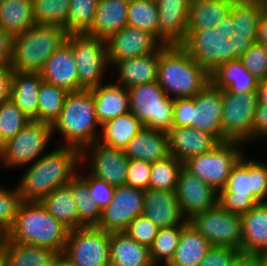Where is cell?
<instances>
[{"instance_id": "6da1fadb", "label": "cell", "mask_w": 267, "mask_h": 266, "mask_svg": "<svg viewBox=\"0 0 267 266\" xmlns=\"http://www.w3.org/2000/svg\"><path fill=\"white\" fill-rule=\"evenodd\" d=\"M80 165L81 150L76 147L61 145L46 152L30 164L17 183L21 200L40 202L56 188L68 185Z\"/></svg>"}, {"instance_id": "7a4b0ae2", "label": "cell", "mask_w": 267, "mask_h": 266, "mask_svg": "<svg viewBox=\"0 0 267 266\" xmlns=\"http://www.w3.org/2000/svg\"><path fill=\"white\" fill-rule=\"evenodd\" d=\"M70 229L51 215L41 202L22 201L8 240L46 247L63 253Z\"/></svg>"}, {"instance_id": "3957f363", "label": "cell", "mask_w": 267, "mask_h": 266, "mask_svg": "<svg viewBox=\"0 0 267 266\" xmlns=\"http://www.w3.org/2000/svg\"><path fill=\"white\" fill-rule=\"evenodd\" d=\"M267 202V164L242 156L232 167L218 204L225 210L242 215L257 203Z\"/></svg>"}, {"instance_id": "277c9868", "label": "cell", "mask_w": 267, "mask_h": 266, "mask_svg": "<svg viewBox=\"0 0 267 266\" xmlns=\"http://www.w3.org/2000/svg\"><path fill=\"white\" fill-rule=\"evenodd\" d=\"M157 82L170 98H192L210 82V76L180 45H165Z\"/></svg>"}, {"instance_id": "5b68a950", "label": "cell", "mask_w": 267, "mask_h": 266, "mask_svg": "<svg viewBox=\"0 0 267 266\" xmlns=\"http://www.w3.org/2000/svg\"><path fill=\"white\" fill-rule=\"evenodd\" d=\"M100 123L95 115L92 91L81 89L68 92L59 118L52 125V134L63 136V146L80 150L99 139Z\"/></svg>"}, {"instance_id": "8992f818", "label": "cell", "mask_w": 267, "mask_h": 266, "mask_svg": "<svg viewBox=\"0 0 267 266\" xmlns=\"http://www.w3.org/2000/svg\"><path fill=\"white\" fill-rule=\"evenodd\" d=\"M67 32L58 25H33L13 35L11 68L18 72L40 73L46 61L66 42Z\"/></svg>"}, {"instance_id": "52a82bcc", "label": "cell", "mask_w": 267, "mask_h": 266, "mask_svg": "<svg viewBox=\"0 0 267 266\" xmlns=\"http://www.w3.org/2000/svg\"><path fill=\"white\" fill-rule=\"evenodd\" d=\"M129 109L144 127L169 132L173 127L174 99L157 81L127 88Z\"/></svg>"}, {"instance_id": "ba28073f", "label": "cell", "mask_w": 267, "mask_h": 266, "mask_svg": "<svg viewBox=\"0 0 267 266\" xmlns=\"http://www.w3.org/2000/svg\"><path fill=\"white\" fill-rule=\"evenodd\" d=\"M257 104V92L222 90L221 142L252 143Z\"/></svg>"}, {"instance_id": "9c48e42d", "label": "cell", "mask_w": 267, "mask_h": 266, "mask_svg": "<svg viewBox=\"0 0 267 266\" xmlns=\"http://www.w3.org/2000/svg\"><path fill=\"white\" fill-rule=\"evenodd\" d=\"M66 42L71 46L77 66L78 90H90L103 84L104 73L110 67L105 39L87 34H68Z\"/></svg>"}, {"instance_id": "30bf717a", "label": "cell", "mask_w": 267, "mask_h": 266, "mask_svg": "<svg viewBox=\"0 0 267 266\" xmlns=\"http://www.w3.org/2000/svg\"><path fill=\"white\" fill-rule=\"evenodd\" d=\"M242 145L245 144L220 142L207 153L186 161L184 167L219 192L224 188L232 167L244 155L240 150Z\"/></svg>"}, {"instance_id": "8fae6325", "label": "cell", "mask_w": 267, "mask_h": 266, "mask_svg": "<svg viewBox=\"0 0 267 266\" xmlns=\"http://www.w3.org/2000/svg\"><path fill=\"white\" fill-rule=\"evenodd\" d=\"M110 233L96 226L72 229L64 254L73 266H110Z\"/></svg>"}, {"instance_id": "7c38bea8", "label": "cell", "mask_w": 267, "mask_h": 266, "mask_svg": "<svg viewBox=\"0 0 267 266\" xmlns=\"http://www.w3.org/2000/svg\"><path fill=\"white\" fill-rule=\"evenodd\" d=\"M52 135V125L32 120L4 144L0 161L6 168L31 164L46 153L45 149L51 142Z\"/></svg>"}, {"instance_id": "4fadbf2b", "label": "cell", "mask_w": 267, "mask_h": 266, "mask_svg": "<svg viewBox=\"0 0 267 266\" xmlns=\"http://www.w3.org/2000/svg\"><path fill=\"white\" fill-rule=\"evenodd\" d=\"M189 223L211 246L230 247L241 252V215L231 213L217 204L195 215Z\"/></svg>"}, {"instance_id": "5bb4252c", "label": "cell", "mask_w": 267, "mask_h": 266, "mask_svg": "<svg viewBox=\"0 0 267 266\" xmlns=\"http://www.w3.org/2000/svg\"><path fill=\"white\" fill-rule=\"evenodd\" d=\"M228 32L213 29L187 30L180 45L208 73L218 65L232 61V46Z\"/></svg>"}, {"instance_id": "9a60e30c", "label": "cell", "mask_w": 267, "mask_h": 266, "mask_svg": "<svg viewBox=\"0 0 267 266\" xmlns=\"http://www.w3.org/2000/svg\"><path fill=\"white\" fill-rule=\"evenodd\" d=\"M86 162V169L90 175L114 187L126 185L129 159L124 150L108 147L96 141L81 150V166Z\"/></svg>"}, {"instance_id": "2e32d148", "label": "cell", "mask_w": 267, "mask_h": 266, "mask_svg": "<svg viewBox=\"0 0 267 266\" xmlns=\"http://www.w3.org/2000/svg\"><path fill=\"white\" fill-rule=\"evenodd\" d=\"M145 190L123 185L115 187L112 201L101 212L96 226L109 233L124 232L129 224L143 214Z\"/></svg>"}, {"instance_id": "e0dca14e", "label": "cell", "mask_w": 267, "mask_h": 266, "mask_svg": "<svg viewBox=\"0 0 267 266\" xmlns=\"http://www.w3.org/2000/svg\"><path fill=\"white\" fill-rule=\"evenodd\" d=\"M105 42L109 66L127 58L162 51L165 46L153 33L128 25L110 35Z\"/></svg>"}, {"instance_id": "ac0fdd59", "label": "cell", "mask_w": 267, "mask_h": 266, "mask_svg": "<svg viewBox=\"0 0 267 266\" xmlns=\"http://www.w3.org/2000/svg\"><path fill=\"white\" fill-rule=\"evenodd\" d=\"M175 193L186 221L218 204V192L184 166L180 170Z\"/></svg>"}, {"instance_id": "d6986e66", "label": "cell", "mask_w": 267, "mask_h": 266, "mask_svg": "<svg viewBox=\"0 0 267 266\" xmlns=\"http://www.w3.org/2000/svg\"><path fill=\"white\" fill-rule=\"evenodd\" d=\"M191 0H156L159 13L158 39L166 46L181 45L187 34Z\"/></svg>"}, {"instance_id": "ffe728a7", "label": "cell", "mask_w": 267, "mask_h": 266, "mask_svg": "<svg viewBox=\"0 0 267 266\" xmlns=\"http://www.w3.org/2000/svg\"><path fill=\"white\" fill-rule=\"evenodd\" d=\"M222 90L210 82L194 96L192 127L214 135L221 142Z\"/></svg>"}, {"instance_id": "44dd1931", "label": "cell", "mask_w": 267, "mask_h": 266, "mask_svg": "<svg viewBox=\"0 0 267 266\" xmlns=\"http://www.w3.org/2000/svg\"><path fill=\"white\" fill-rule=\"evenodd\" d=\"M168 143L169 154L184 164L212 150L220 141L214 135L193 127H172L168 132Z\"/></svg>"}, {"instance_id": "7402d4cb", "label": "cell", "mask_w": 267, "mask_h": 266, "mask_svg": "<svg viewBox=\"0 0 267 266\" xmlns=\"http://www.w3.org/2000/svg\"><path fill=\"white\" fill-rule=\"evenodd\" d=\"M143 215L159 228L184 225L187 222L174 191L145 190Z\"/></svg>"}, {"instance_id": "603a6c76", "label": "cell", "mask_w": 267, "mask_h": 266, "mask_svg": "<svg viewBox=\"0 0 267 266\" xmlns=\"http://www.w3.org/2000/svg\"><path fill=\"white\" fill-rule=\"evenodd\" d=\"M43 81L62 87L68 92L78 90L77 66L71 46L63 43L42 68Z\"/></svg>"}, {"instance_id": "cb8c5ba5", "label": "cell", "mask_w": 267, "mask_h": 266, "mask_svg": "<svg viewBox=\"0 0 267 266\" xmlns=\"http://www.w3.org/2000/svg\"><path fill=\"white\" fill-rule=\"evenodd\" d=\"M241 253L267 254V202L257 203L241 215Z\"/></svg>"}, {"instance_id": "d4e9b609", "label": "cell", "mask_w": 267, "mask_h": 266, "mask_svg": "<svg viewBox=\"0 0 267 266\" xmlns=\"http://www.w3.org/2000/svg\"><path fill=\"white\" fill-rule=\"evenodd\" d=\"M161 52L154 51L143 56L127 58L115 63L112 67L118 70L117 84L129 88L157 81Z\"/></svg>"}, {"instance_id": "484cf974", "label": "cell", "mask_w": 267, "mask_h": 266, "mask_svg": "<svg viewBox=\"0 0 267 266\" xmlns=\"http://www.w3.org/2000/svg\"><path fill=\"white\" fill-rule=\"evenodd\" d=\"M124 153L129 160H161L170 155L168 133L144 127L129 141Z\"/></svg>"}, {"instance_id": "4316f807", "label": "cell", "mask_w": 267, "mask_h": 266, "mask_svg": "<svg viewBox=\"0 0 267 266\" xmlns=\"http://www.w3.org/2000/svg\"><path fill=\"white\" fill-rule=\"evenodd\" d=\"M210 83L232 93L257 92L259 80L253 76L239 59L218 65L209 73Z\"/></svg>"}, {"instance_id": "83f0119b", "label": "cell", "mask_w": 267, "mask_h": 266, "mask_svg": "<svg viewBox=\"0 0 267 266\" xmlns=\"http://www.w3.org/2000/svg\"><path fill=\"white\" fill-rule=\"evenodd\" d=\"M90 90L93 94L95 115L100 125L130 112L129 94L126 87L117 83H106Z\"/></svg>"}, {"instance_id": "f1b7e54d", "label": "cell", "mask_w": 267, "mask_h": 266, "mask_svg": "<svg viewBox=\"0 0 267 266\" xmlns=\"http://www.w3.org/2000/svg\"><path fill=\"white\" fill-rule=\"evenodd\" d=\"M129 0H98L91 30L92 37L107 39L127 25Z\"/></svg>"}, {"instance_id": "f546056e", "label": "cell", "mask_w": 267, "mask_h": 266, "mask_svg": "<svg viewBox=\"0 0 267 266\" xmlns=\"http://www.w3.org/2000/svg\"><path fill=\"white\" fill-rule=\"evenodd\" d=\"M43 82L41 73L14 71L10 100L30 119L38 115L39 89Z\"/></svg>"}, {"instance_id": "4dcf8cb0", "label": "cell", "mask_w": 267, "mask_h": 266, "mask_svg": "<svg viewBox=\"0 0 267 266\" xmlns=\"http://www.w3.org/2000/svg\"><path fill=\"white\" fill-rule=\"evenodd\" d=\"M110 266H153L149 248L125 232L110 233Z\"/></svg>"}, {"instance_id": "1f68e13d", "label": "cell", "mask_w": 267, "mask_h": 266, "mask_svg": "<svg viewBox=\"0 0 267 266\" xmlns=\"http://www.w3.org/2000/svg\"><path fill=\"white\" fill-rule=\"evenodd\" d=\"M211 247L210 242L187 221L167 266H198Z\"/></svg>"}, {"instance_id": "d6a6232c", "label": "cell", "mask_w": 267, "mask_h": 266, "mask_svg": "<svg viewBox=\"0 0 267 266\" xmlns=\"http://www.w3.org/2000/svg\"><path fill=\"white\" fill-rule=\"evenodd\" d=\"M235 0H191L187 30L215 28L230 14Z\"/></svg>"}, {"instance_id": "836d02e7", "label": "cell", "mask_w": 267, "mask_h": 266, "mask_svg": "<svg viewBox=\"0 0 267 266\" xmlns=\"http://www.w3.org/2000/svg\"><path fill=\"white\" fill-rule=\"evenodd\" d=\"M144 126L131 112L119 115L101 125L98 142L115 149L124 150Z\"/></svg>"}, {"instance_id": "e575fe53", "label": "cell", "mask_w": 267, "mask_h": 266, "mask_svg": "<svg viewBox=\"0 0 267 266\" xmlns=\"http://www.w3.org/2000/svg\"><path fill=\"white\" fill-rule=\"evenodd\" d=\"M265 8L264 0H235L231 8V37L257 38L259 21Z\"/></svg>"}, {"instance_id": "d590c367", "label": "cell", "mask_w": 267, "mask_h": 266, "mask_svg": "<svg viewBox=\"0 0 267 266\" xmlns=\"http://www.w3.org/2000/svg\"><path fill=\"white\" fill-rule=\"evenodd\" d=\"M35 25L32 0L0 1V27L12 35L25 32Z\"/></svg>"}, {"instance_id": "8d00e7d4", "label": "cell", "mask_w": 267, "mask_h": 266, "mask_svg": "<svg viewBox=\"0 0 267 266\" xmlns=\"http://www.w3.org/2000/svg\"><path fill=\"white\" fill-rule=\"evenodd\" d=\"M7 266H50L58 251L31 244L13 243L5 246Z\"/></svg>"}, {"instance_id": "74e56055", "label": "cell", "mask_w": 267, "mask_h": 266, "mask_svg": "<svg viewBox=\"0 0 267 266\" xmlns=\"http://www.w3.org/2000/svg\"><path fill=\"white\" fill-rule=\"evenodd\" d=\"M40 202L51 215L70 230L78 228L76 202L68 185L56 188Z\"/></svg>"}, {"instance_id": "f35d334b", "label": "cell", "mask_w": 267, "mask_h": 266, "mask_svg": "<svg viewBox=\"0 0 267 266\" xmlns=\"http://www.w3.org/2000/svg\"><path fill=\"white\" fill-rule=\"evenodd\" d=\"M78 212V228L97 226L102 210L90 196L87 182L79 173L69 182Z\"/></svg>"}, {"instance_id": "ab89813d", "label": "cell", "mask_w": 267, "mask_h": 266, "mask_svg": "<svg viewBox=\"0 0 267 266\" xmlns=\"http://www.w3.org/2000/svg\"><path fill=\"white\" fill-rule=\"evenodd\" d=\"M67 94L64 88L43 81L39 89L38 115L33 121L53 125L62 112Z\"/></svg>"}, {"instance_id": "60d3db41", "label": "cell", "mask_w": 267, "mask_h": 266, "mask_svg": "<svg viewBox=\"0 0 267 266\" xmlns=\"http://www.w3.org/2000/svg\"><path fill=\"white\" fill-rule=\"evenodd\" d=\"M127 25L147 30L158 38L159 13L156 1L129 0Z\"/></svg>"}, {"instance_id": "b9f144b4", "label": "cell", "mask_w": 267, "mask_h": 266, "mask_svg": "<svg viewBox=\"0 0 267 266\" xmlns=\"http://www.w3.org/2000/svg\"><path fill=\"white\" fill-rule=\"evenodd\" d=\"M183 166L184 164L172 155L152 163L149 189L175 192Z\"/></svg>"}, {"instance_id": "7bdbcfd3", "label": "cell", "mask_w": 267, "mask_h": 266, "mask_svg": "<svg viewBox=\"0 0 267 266\" xmlns=\"http://www.w3.org/2000/svg\"><path fill=\"white\" fill-rule=\"evenodd\" d=\"M182 230L183 225L159 228L157 236L149 247L150 258L154 265L163 266V263L167 265L171 261Z\"/></svg>"}, {"instance_id": "ee69618b", "label": "cell", "mask_w": 267, "mask_h": 266, "mask_svg": "<svg viewBox=\"0 0 267 266\" xmlns=\"http://www.w3.org/2000/svg\"><path fill=\"white\" fill-rule=\"evenodd\" d=\"M70 0H32L37 25H58L66 29Z\"/></svg>"}, {"instance_id": "f6af8a7d", "label": "cell", "mask_w": 267, "mask_h": 266, "mask_svg": "<svg viewBox=\"0 0 267 266\" xmlns=\"http://www.w3.org/2000/svg\"><path fill=\"white\" fill-rule=\"evenodd\" d=\"M98 0H70L67 34H87L92 27Z\"/></svg>"}, {"instance_id": "bcb514c9", "label": "cell", "mask_w": 267, "mask_h": 266, "mask_svg": "<svg viewBox=\"0 0 267 266\" xmlns=\"http://www.w3.org/2000/svg\"><path fill=\"white\" fill-rule=\"evenodd\" d=\"M31 121L10 99L0 103V137L4 143Z\"/></svg>"}, {"instance_id": "7dc6e473", "label": "cell", "mask_w": 267, "mask_h": 266, "mask_svg": "<svg viewBox=\"0 0 267 266\" xmlns=\"http://www.w3.org/2000/svg\"><path fill=\"white\" fill-rule=\"evenodd\" d=\"M239 60L258 80L267 78V45L253 42Z\"/></svg>"}, {"instance_id": "c3c4849f", "label": "cell", "mask_w": 267, "mask_h": 266, "mask_svg": "<svg viewBox=\"0 0 267 266\" xmlns=\"http://www.w3.org/2000/svg\"><path fill=\"white\" fill-rule=\"evenodd\" d=\"M14 187L7 189L0 186V227L7 232L11 229L22 202L18 188Z\"/></svg>"}, {"instance_id": "681fc988", "label": "cell", "mask_w": 267, "mask_h": 266, "mask_svg": "<svg viewBox=\"0 0 267 266\" xmlns=\"http://www.w3.org/2000/svg\"><path fill=\"white\" fill-rule=\"evenodd\" d=\"M159 227L143 214L137 216L124 231L131 239L139 244L147 246L152 245L153 240L157 236Z\"/></svg>"}, {"instance_id": "f907efd6", "label": "cell", "mask_w": 267, "mask_h": 266, "mask_svg": "<svg viewBox=\"0 0 267 266\" xmlns=\"http://www.w3.org/2000/svg\"><path fill=\"white\" fill-rule=\"evenodd\" d=\"M87 174L88 175H80L87 182L90 196L93 198V201L97 203L101 210H103L112 201L115 187L89 173Z\"/></svg>"}, {"instance_id": "816d5d0a", "label": "cell", "mask_w": 267, "mask_h": 266, "mask_svg": "<svg viewBox=\"0 0 267 266\" xmlns=\"http://www.w3.org/2000/svg\"><path fill=\"white\" fill-rule=\"evenodd\" d=\"M152 163L142 160H129L126 185L142 190L149 189Z\"/></svg>"}, {"instance_id": "f5cc1de1", "label": "cell", "mask_w": 267, "mask_h": 266, "mask_svg": "<svg viewBox=\"0 0 267 266\" xmlns=\"http://www.w3.org/2000/svg\"><path fill=\"white\" fill-rule=\"evenodd\" d=\"M239 253L234 248L212 246L198 266H230Z\"/></svg>"}, {"instance_id": "db71d44e", "label": "cell", "mask_w": 267, "mask_h": 266, "mask_svg": "<svg viewBox=\"0 0 267 266\" xmlns=\"http://www.w3.org/2000/svg\"><path fill=\"white\" fill-rule=\"evenodd\" d=\"M194 97L174 99L173 127H192Z\"/></svg>"}, {"instance_id": "11a10c76", "label": "cell", "mask_w": 267, "mask_h": 266, "mask_svg": "<svg viewBox=\"0 0 267 266\" xmlns=\"http://www.w3.org/2000/svg\"><path fill=\"white\" fill-rule=\"evenodd\" d=\"M260 138L267 139V105L257 104L253 122L252 142Z\"/></svg>"}, {"instance_id": "9f6ffc18", "label": "cell", "mask_w": 267, "mask_h": 266, "mask_svg": "<svg viewBox=\"0 0 267 266\" xmlns=\"http://www.w3.org/2000/svg\"><path fill=\"white\" fill-rule=\"evenodd\" d=\"M13 35L0 27V66H10L12 62Z\"/></svg>"}, {"instance_id": "6f0895ef", "label": "cell", "mask_w": 267, "mask_h": 266, "mask_svg": "<svg viewBox=\"0 0 267 266\" xmlns=\"http://www.w3.org/2000/svg\"><path fill=\"white\" fill-rule=\"evenodd\" d=\"M13 72L11 66H0V103L10 99Z\"/></svg>"}, {"instance_id": "680465c9", "label": "cell", "mask_w": 267, "mask_h": 266, "mask_svg": "<svg viewBox=\"0 0 267 266\" xmlns=\"http://www.w3.org/2000/svg\"><path fill=\"white\" fill-rule=\"evenodd\" d=\"M232 46V60L239 59L257 38L229 37Z\"/></svg>"}, {"instance_id": "91938a15", "label": "cell", "mask_w": 267, "mask_h": 266, "mask_svg": "<svg viewBox=\"0 0 267 266\" xmlns=\"http://www.w3.org/2000/svg\"><path fill=\"white\" fill-rule=\"evenodd\" d=\"M230 266H259V255L240 252Z\"/></svg>"}, {"instance_id": "94428289", "label": "cell", "mask_w": 267, "mask_h": 266, "mask_svg": "<svg viewBox=\"0 0 267 266\" xmlns=\"http://www.w3.org/2000/svg\"><path fill=\"white\" fill-rule=\"evenodd\" d=\"M257 42L267 45V7L263 10L259 21Z\"/></svg>"}, {"instance_id": "6125c7cd", "label": "cell", "mask_w": 267, "mask_h": 266, "mask_svg": "<svg viewBox=\"0 0 267 266\" xmlns=\"http://www.w3.org/2000/svg\"><path fill=\"white\" fill-rule=\"evenodd\" d=\"M257 98L259 104L267 105V78L259 80L257 87Z\"/></svg>"}, {"instance_id": "be15d7a7", "label": "cell", "mask_w": 267, "mask_h": 266, "mask_svg": "<svg viewBox=\"0 0 267 266\" xmlns=\"http://www.w3.org/2000/svg\"><path fill=\"white\" fill-rule=\"evenodd\" d=\"M232 25L233 24H232V17H231V11H230V14L227 15L215 28L222 32H228V36H231L233 33Z\"/></svg>"}, {"instance_id": "e7e4bbea", "label": "cell", "mask_w": 267, "mask_h": 266, "mask_svg": "<svg viewBox=\"0 0 267 266\" xmlns=\"http://www.w3.org/2000/svg\"><path fill=\"white\" fill-rule=\"evenodd\" d=\"M50 266H73L64 253H59Z\"/></svg>"}, {"instance_id": "03108f58", "label": "cell", "mask_w": 267, "mask_h": 266, "mask_svg": "<svg viewBox=\"0 0 267 266\" xmlns=\"http://www.w3.org/2000/svg\"><path fill=\"white\" fill-rule=\"evenodd\" d=\"M8 240V232L0 227V254L5 250Z\"/></svg>"}, {"instance_id": "003e7915", "label": "cell", "mask_w": 267, "mask_h": 266, "mask_svg": "<svg viewBox=\"0 0 267 266\" xmlns=\"http://www.w3.org/2000/svg\"><path fill=\"white\" fill-rule=\"evenodd\" d=\"M259 266H267V254L259 255Z\"/></svg>"}, {"instance_id": "a7ac6f4b", "label": "cell", "mask_w": 267, "mask_h": 266, "mask_svg": "<svg viewBox=\"0 0 267 266\" xmlns=\"http://www.w3.org/2000/svg\"><path fill=\"white\" fill-rule=\"evenodd\" d=\"M0 266H7L5 250L0 254Z\"/></svg>"}, {"instance_id": "89a4df30", "label": "cell", "mask_w": 267, "mask_h": 266, "mask_svg": "<svg viewBox=\"0 0 267 266\" xmlns=\"http://www.w3.org/2000/svg\"><path fill=\"white\" fill-rule=\"evenodd\" d=\"M4 142L2 141L1 137H0V160L2 158L3 152H4Z\"/></svg>"}]
</instances>
